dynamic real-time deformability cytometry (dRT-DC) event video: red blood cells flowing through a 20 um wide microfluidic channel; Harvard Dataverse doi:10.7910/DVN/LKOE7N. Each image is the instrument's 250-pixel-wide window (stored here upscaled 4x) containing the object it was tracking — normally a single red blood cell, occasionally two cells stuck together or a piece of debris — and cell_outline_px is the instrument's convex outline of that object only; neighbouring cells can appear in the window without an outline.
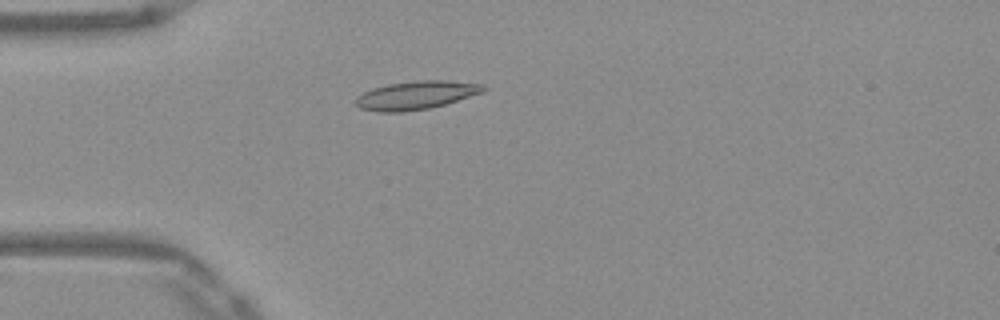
{"species": "Egyptian fruit bat (a non-hibernating species)", "species_latin": "Rousettus aegyptiacus", "temperature_condition": "warm", "stored_images_in_passage": 51, "camera_frame_rate_fps": 3000, "um_per_image_px": 0.085, "frame": {"image": 1, "passage_image": 14, "time_ms": 4.333, "image_size_px": [1000, 320], "cell_outline_px": [[488, 88], [484, 92], [444, 104], [428, 108], [400, 112], [376, 112], [360, 108], [352, 104], [352, 100], [356, 96], [372, 88], [388, 84], [420, 80], [448, 80], [484, 84]], "centroid_in_image_um": [35.32, 8.09], "position_along_channel_um": 49.7, "area_um2": 21.33}}
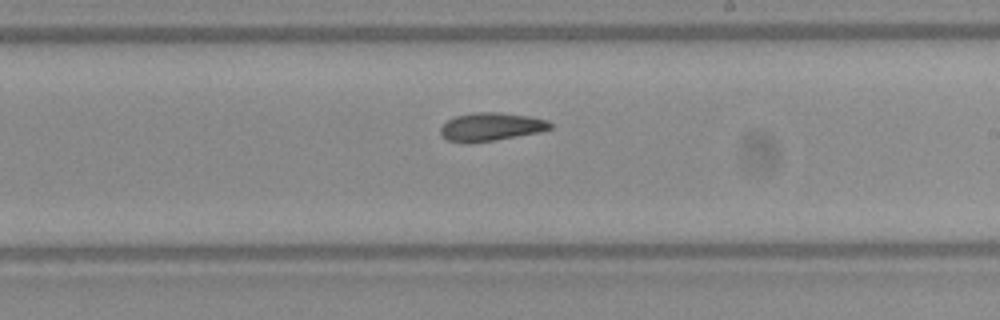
{"frame": {"image": 2, "passage_image": 30, "time_ms": 9.667, "image_size_px": [1000, 320], "cell_outline_px": [[552, 128], [540, 132], [496, 140], [468, 144], [448, 140], [440, 136], [440, 128], [448, 120], [456, 116], [472, 112], [500, 112], [528, 116], [548, 120], [552, 124]], "centroid_in_image_um": [41.72, 10.79], "position_along_channel_um": 247.3, "area_um2": 18.26}}
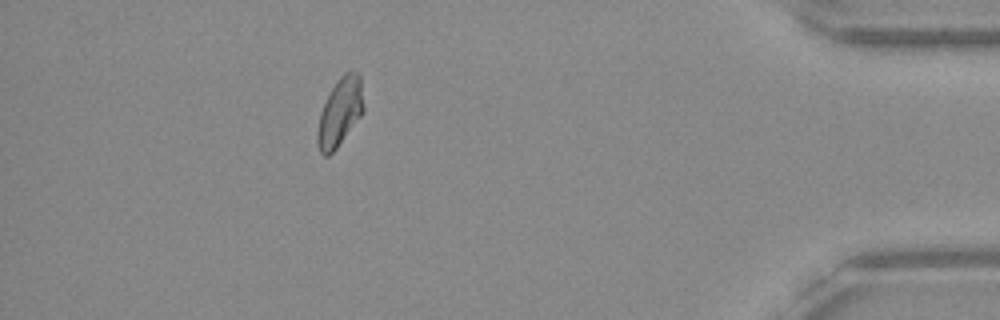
{"frame": {"image": 3, "passage_image": 46, "time_ms": 15.0, "image_size_px": [1000, 320], "cell_outline_px": [[364, 112], [336, 148], [328, 156], [324, 156], [320, 152], [316, 144], [316, 132], [320, 112], [332, 88], [340, 76], [344, 72], [356, 72], [360, 76], [364, 108]], "centroid_in_image_um": [28.88, 9.56], "position_along_channel_um": 406.3, "area_um2": 18.21}}